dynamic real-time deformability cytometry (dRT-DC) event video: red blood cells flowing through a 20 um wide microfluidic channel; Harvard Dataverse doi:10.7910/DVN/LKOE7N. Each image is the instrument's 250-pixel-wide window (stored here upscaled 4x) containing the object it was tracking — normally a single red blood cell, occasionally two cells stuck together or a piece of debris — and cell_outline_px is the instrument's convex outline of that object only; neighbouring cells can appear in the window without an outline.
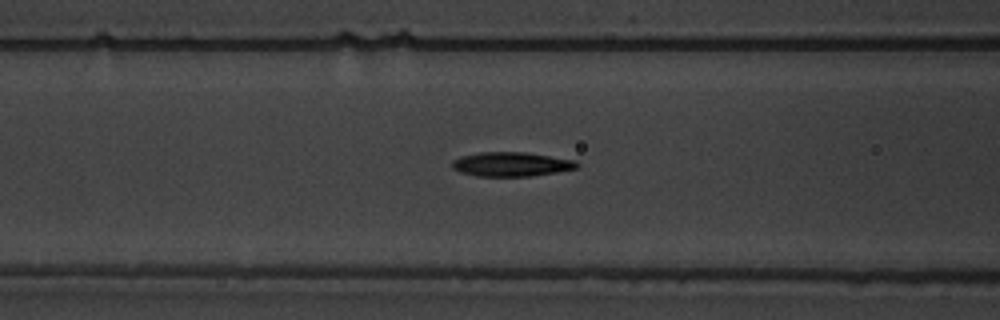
{"species": "common noctule bat (a hibernating species)", "species_latin": "Nyctalus noctula", "temperature_condition": "warm", "stored_images_in_passage": 42, "camera_frame_rate_fps": 3000, "um_per_image_px": 0.085, "animal": {"sex": "male", "body_mass_g": 19.5, "forearm_length_mm": 54.6}, "frame": {"image": 1, "passage_image": 13, "time_ms": 4.0, "image_size_px": [1000, 320], "cell_outline_px": [[580, 164], [576, 168], [556, 172], [532, 176], [476, 176], [460, 172], [452, 168], [452, 160], [460, 156], [480, 152], [524, 152], [576, 160]], "centroid_in_image_um": [43.44, 13.96], "position_along_channel_um": 123.2, "area_um2": 17.69}}
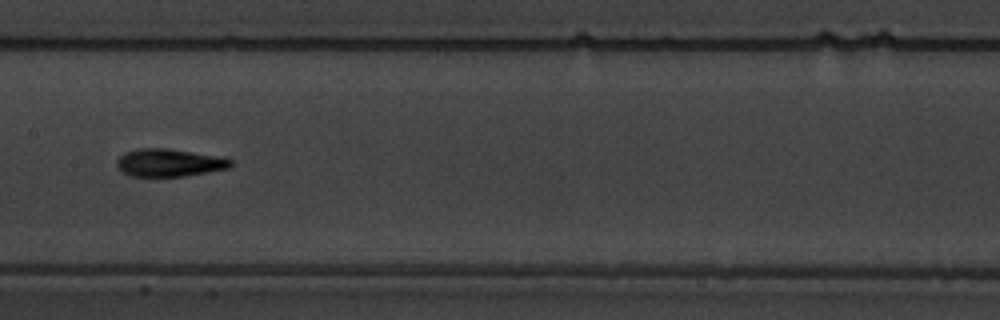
{"frame": {"image": 2, "passage_image": 19, "time_ms": 6.0, "image_size_px": [1000, 320], "cell_outline_px": [[232, 164], [228, 168], [184, 176], [132, 176], [124, 172], [116, 164], [116, 160], [124, 152], [136, 148], [168, 148], [224, 156], [232, 160]], "centroid_in_image_um": [14.4, 13.8], "position_along_channel_um": 193.0, "area_um2": 18.5}, "authors_computed_cell_mechanics": {"area_um2": 17.34, "velocity_mm_per_s": 3.4934, "shape_relaxation_time_tau1_ms": 5.0392, "shape_relaxation_time_tau2_ms": 2.8578, "deformation_change_tau1": 0.2201, "deformation_change_tau2": 0.1157}}